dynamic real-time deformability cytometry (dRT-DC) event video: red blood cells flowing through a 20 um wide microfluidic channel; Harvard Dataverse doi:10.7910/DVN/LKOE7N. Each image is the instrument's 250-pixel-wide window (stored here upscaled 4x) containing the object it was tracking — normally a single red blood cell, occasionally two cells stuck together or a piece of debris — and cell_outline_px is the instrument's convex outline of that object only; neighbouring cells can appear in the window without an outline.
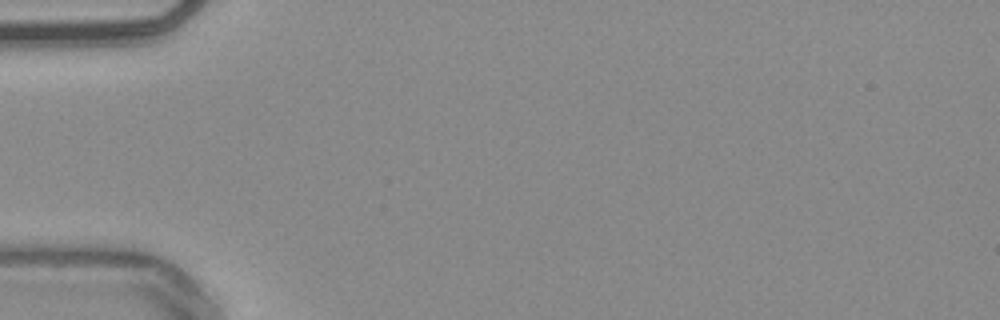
{"species": "common noctule bat (a hibernating species)", "species_latin": "Nyctalus noctula", "temperature_condition": "warm", "stored_images_in_passage": 3, "camera_frame_rate_fps": 3000, "um_per_image_px": 0.085, "animal": {"sex": "male", "body_mass_g": 20.4}, "frame": {"image": 1, "passage_image": 1, "time_ms": 0.0, "image_size_px": [1000, 320], "cell_outline_px": [[148, 264], [40, 264], [40, 260], [48, 256], [108, 244], [112, 244], [148, 260]], "centroid_in_image_um": [8.17, 21.82], "position_along_channel_um": 76.8, "area_um2": 10.12}}